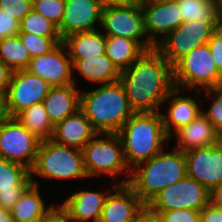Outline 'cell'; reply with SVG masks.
Returning a JSON list of instances; mask_svg holds the SVG:
<instances>
[{
  "mask_svg": "<svg viewBox=\"0 0 222 222\" xmlns=\"http://www.w3.org/2000/svg\"><path fill=\"white\" fill-rule=\"evenodd\" d=\"M119 81L135 112H159L175 88L173 66L156 49L145 51L121 71Z\"/></svg>",
  "mask_w": 222,
  "mask_h": 222,
  "instance_id": "obj_1",
  "label": "cell"
},
{
  "mask_svg": "<svg viewBox=\"0 0 222 222\" xmlns=\"http://www.w3.org/2000/svg\"><path fill=\"white\" fill-rule=\"evenodd\" d=\"M79 109L97 133L117 134L135 113L120 81L98 85L90 92L80 91Z\"/></svg>",
  "mask_w": 222,
  "mask_h": 222,
  "instance_id": "obj_2",
  "label": "cell"
},
{
  "mask_svg": "<svg viewBox=\"0 0 222 222\" xmlns=\"http://www.w3.org/2000/svg\"><path fill=\"white\" fill-rule=\"evenodd\" d=\"M117 134L130 171L161 152L170 140L164 130L161 111L135 112Z\"/></svg>",
  "mask_w": 222,
  "mask_h": 222,
  "instance_id": "obj_3",
  "label": "cell"
},
{
  "mask_svg": "<svg viewBox=\"0 0 222 222\" xmlns=\"http://www.w3.org/2000/svg\"><path fill=\"white\" fill-rule=\"evenodd\" d=\"M187 176L185 152L164 149L131 170L128 185L147 206L164 188Z\"/></svg>",
  "mask_w": 222,
  "mask_h": 222,
  "instance_id": "obj_4",
  "label": "cell"
},
{
  "mask_svg": "<svg viewBox=\"0 0 222 222\" xmlns=\"http://www.w3.org/2000/svg\"><path fill=\"white\" fill-rule=\"evenodd\" d=\"M32 184L39 183L35 178L57 180L87 179L83 152L80 149L61 145L48 139L39 144L37 155L30 169Z\"/></svg>",
  "mask_w": 222,
  "mask_h": 222,
  "instance_id": "obj_5",
  "label": "cell"
},
{
  "mask_svg": "<svg viewBox=\"0 0 222 222\" xmlns=\"http://www.w3.org/2000/svg\"><path fill=\"white\" fill-rule=\"evenodd\" d=\"M82 152L88 178L106 175L112 177L117 185L128 184L131 171L125 162L123 144L118 134L97 133ZM119 174H124L127 179L119 181Z\"/></svg>",
  "mask_w": 222,
  "mask_h": 222,
  "instance_id": "obj_6",
  "label": "cell"
},
{
  "mask_svg": "<svg viewBox=\"0 0 222 222\" xmlns=\"http://www.w3.org/2000/svg\"><path fill=\"white\" fill-rule=\"evenodd\" d=\"M173 72L175 87L186 90L188 95L191 91L198 94L202 90L222 85V74L216 67L207 43L182 57L173 66Z\"/></svg>",
  "mask_w": 222,
  "mask_h": 222,
  "instance_id": "obj_7",
  "label": "cell"
},
{
  "mask_svg": "<svg viewBox=\"0 0 222 222\" xmlns=\"http://www.w3.org/2000/svg\"><path fill=\"white\" fill-rule=\"evenodd\" d=\"M100 27L104 36L132 39L145 51L155 49L145 33L141 7L135 0L104 8Z\"/></svg>",
  "mask_w": 222,
  "mask_h": 222,
  "instance_id": "obj_8",
  "label": "cell"
},
{
  "mask_svg": "<svg viewBox=\"0 0 222 222\" xmlns=\"http://www.w3.org/2000/svg\"><path fill=\"white\" fill-rule=\"evenodd\" d=\"M221 22H183L170 32L155 49L174 66L194 48L206 44Z\"/></svg>",
  "mask_w": 222,
  "mask_h": 222,
  "instance_id": "obj_9",
  "label": "cell"
},
{
  "mask_svg": "<svg viewBox=\"0 0 222 222\" xmlns=\"http://www.w3.org/2000/svg\"><path fill=\"white\" fill-rule=\"evenodd\" d=\"M40 142L15 117L0 121V158L31 169Z\"/></svg>",
  "mask_w": 222,
  "mask_h": 222,
  "instance_id": "obj_10",
  "label": "cell"
},
{
  "mask_svg": "<svg viewBox=\"0 0 222 222\" xmlns=\"http://www.w3.org/2000/svg\"><path fill=\"white\" fill-rule=\"evenodd\" d=\"M209 193L202 184L186 176L164 188L147 205L149 211L189 209L201 211L209 203Z\"/></svg>",
  "mask_w": 222,
  "mask_h": 222,
  "instance_id": "obj_11",
  "label": "cell"
},
{
  "mask_svg": "<svg viewBox=\"0 0 222 222\" xmlns=\"http://www.w3.org/2000/svg\"><path fill=\"white\" fill-rule=\"evenodd\" d=\"M50 88L48 82L26 69L12 72L5 94L7 116L15 117L28 107L42 103Z\"/></svg>",
  "mask_w": 222,
  "mask_h": 222,
  "instance_id": "obj_12",
  "label": "cell"
},
{
  "mask_svg": "<svg viewBox=\"0 0 222 222\" xmlns=\"http://www.w3.org/2000/svg\"><path fill=\"white\" fill-rule=\"evenodd\" d=\"M186 170L208 191L222 185V140L217 144L185 152Z\"/></svg>",
  "mask_w": 222,
  "mask_h": 222,
  "instance_id": "obj_13",
  "label": "cell"
},
{
  "mask_svg": "<svg viewBox=\"0 0 222 222\" xmlns=\"http://www.w3.org/2000/svg\"><path fill=\"white\" fill-rule=\"evenodd\" d=\"M26 70L41 77L51 86L74 84L72 61L62 42L49 53L31 58Z\"/></svg>",
  "mask_w": 222,
  "mask_h": 222,
  "instance_id": "obj_14",
  "label": "cell"
},
{
  "mask_svg": "<svg viewBox=\"0 0 222 222\" xmlns=\"http://www.w3.org/2000/svg\"><path fill=\"white\" fill-rule=\"evenodd\" d=\"M111 192L106 197L99 222H134L147 208L128 184L116 185Z\"/></svg>",
  "mask_w": 222,
  "mask_h": 222,
  "instance_id": "obj_15",
  "label": "cell"
},
{
  "mask_svg": "<svg viewBox=\"0 0 222 222\" xmlns=\"http://www.w3.org/2000/svg\"><path fill=\"white\" fill-rule=\"evenodd\" d=\"M140 7L145 33L154 46L183 23L181 11L175 0Z\"/></svg>",
  "mask_w": 222,
  "mask_h": 222,
  "instance_id": "obj_16",
  "label": "cell"
},
{
  "mask_svg": "<svg viewBox=\"0 0 222 222\" xmlns=\"http://www.w3.org/2000/svg\"><path fill=\"white\" fill-rule=\"evenodd\" d=\"M65 11L58 27L61 39L68 35L98 30L103 9L94 0H65ZM97 25V26H96Z\"/></svg>",
  "mask_w": 222,
  "mask_h": 222,
  "instance_id": "obj_17",
  "label": "cell"
},
{
  "mask_svg": "<svg viewBox=\"0 0 222 222\" xmlns=\"http://www.w3.org/2000/svg\"><path fill=\"white\" fill-rule=\"evenodd\" d=\"M116 185L113 182L111 190L106 191H77L65 198L58 208L70 222H99L106 197Z\"/></svg>",
  "mask_w": 222,
  "mask_h": 222,
  "instance_id": "obj_18",
  "label": "cell"
},
{
  "mask_svg": "<svg viewBox=\"0 0 222 222\" xmlns=\"http://www.w3.org/2000/svg\"><path fill=\"white\" fill-rule=\"evenodd\" d=\"M184 92V89L175 87L164 100V102L169 103L167 104L169 108H167L168 111L166 113L163 114L162 112L161 116L165 133L170 140L175 137L173 134L176 131L193 121L202 110L198 99L184 96Z\"/></svg>",
  "mask_w": 222,
  "mask_h": 222,
  "instance_id": "obj_19",
  "label": "cell"
},
{
  "mask_svg": "<svg viewBox=\"0 0 222 222\" xmlns=\"http://www.w3.org/2000/svg\"><path fill=\"white\" fill-rule=\"evenodd\" d=\"M32 184L30 169L0 158V207L11 210L22 193Z\"/></svg>",
  "mask_w": 222,
  "mask_h": 222,
  "instance_id": "obj_20",
  "label": "cell"
},
{
  "mask_svg": "<svg viewBox=\"0 0 222 222\" xmlns=\"http://www.w3.org/2000/svg\"><path fill=\"white\" fill-rule=\"evenodd\" d=\"M174 135L177 140L174 148L183 152L211 146L222 140L221 134L202 112L188 125L176 131Z\"/></svg>",
  "mask_w": 222,
  "mask_h": 222,
  "instance_id": "obj_21",
  "label": "cell"
},
{
  "mask_svg": "<svg viewBox=\"0 0 222 222\" xmlns=\"http://www.w3.org/2000/svg\"><path fill=\"white\" fill-rule=\"evenodd\" d=\"M96 134L89 119L79 109L54 126L51 140L82 150Z\"/></svg>",
  "mask_w": 222,
  "mask_h": 222,
  "instance_id": "obj_22",
  "label": "cell"
},
{
  "mask_svg": "<svg viewBox=\"0 0 222 222\" xmlns=\"http://www.w3.org/2000/svg\"><path fill=\"white\" fill-rule=\"evenodd\" d=\"M80 91L75 84L51 86L42 103L53 126L79 110Z\"/></svg>",
  "mask_w": 222,
  "mask_h": 222,
  "instance_id": "obj_23",
  "label": "cell"
},
{
  "mask_svg": "<svg viewBox=\"0 0 222 222\" xmlns=\"http://www.w3.org/2000/svg\"><path fill=\"white\" fill-rule=\"evenodd\" d=\"M71 61L73 81L76 86L78 84L74 78L76 71L87 81L95 84L99 83V85L114 83L120 80L121 72L105 53L96 57L71 59Z\"/></svg>",
  "mask_w": 222,
  "mask_h": 222,
  "instance_id": "obj_24",
  "label": "cell"
},
{
  "mask_svg": "<svg viewBox=\"0 0 222 222\" xmlns=\"http://www.w3.org/2000/svg\"><path fill=\"white\" fill-rule=\"evenodd\" d=\"M39 189L31 184L12 207L11 215L16 222H40L58 208L55 203L47 206Z\"/></svg>",
  "mask_w": 222,
  "mask_h": 222,
  "instance_id": "obj_25",
  "label": "cell"
},
{
  "mask_svg": "<svg viewBox=\"0 0 222 222\" xmlns=\"http://www.w3.org/2000/svg\"><path fill=\"white\" fill-rule=\"evenodd\" d=\"M71 59L96 57L105 53V36L100 29L74 33L62 39Z\"/></svg>",
  "mask_w": 222,
  "mask_h": 222,
  "instance_id": "obj_26",
  "label": "cell"
},
{
  "mask_svg": "<svg viewBox=\"0 0 222 222\" xmlns=\"http://www.w3.org/2000/svg\"><path fill=\"white\" fill-rule=\"evenodd\" d=\"M144 52L145 50L132 39L105 36V54L120 72L129 68Z\"/></svg>",
  "mask_w": 222,
  "mask_h": 222,
  "instance_id": "obj_27",
  "label": "cell"
},
{
  "mask_svg": "<svg viewBox=\"0 0 222 222\" xmlns=\"http://www.w3.org/2000/svg\"><path fill=\"white\" fill-rule=\"evenodd\" d=\"M15 118L41 142L52 138L54 126L43 103L34 104L19 112Z\"/></svg>",
  "mask_w": 222,
  "mask_h": 222,
  "instance_id": "obj_28",
  "label": "cell"
},
{
  "mask_svg": "<svg viewBox=\"0 0 222 222\" xmlns=\"http://www.w3.org/2000/svg\"><path fill=\"white\" fill-rule=\"evenodd\" d=\"M183 22H221L219 0H175Z\"/></svg>",
  "mask_w": 222,
  "mask_h": 222,
  "instance_id": "obj_29",
  "label": "cell"
},
{
  "mask_svg": "<svg viewBox=\"0 0 222 222\" xmlns=\"http://www.w3.org/2000/svg\"><path fill=\"white\" fill-rule=\"evenodd\" d=\"M0 60L13 72L27 69L31 56L18 35L0 40Z\"/></svg>",
  "mask_w": 222,
  "mask_h": 222,
  "instance_id": "obj_30",
  "label": "cell"
},
{
  "mask_svg": "<svg viewBox=\"0 0 222 222\" xmlns=\"http://www.w3.org/2000/svg\"><path fill=\"white\" fill-rule=\"evenodd\" d=\"M19 33H28L47 38H61L58 27L34 10L21 20Z\"/></svg>",
  "mask_w": 222,
  "mask_h": 222,
  "instance_id": "obj_31",
  "label": "cell"
},
{
  "mask_svg": "<svg viewBox=\"0 0 222 222\" xmlns=\"http://www.w3.org/2000/svg\"><path fill=\"white\" fill-rule=\"evenodd\" d=\"M18 36L22 43L26 46L31 58L49 53L62 42L61 38H47L28 33H19Z\"/></svg>",
  "mask_w": 222,
  "mask_h": 222,
  "instance_id": "obj_32",
  "label": "cell"
},
{
  "mask_svg": "<svg viewBox=\"0 0 222 222\" xmlns=\"http://www.w3.org/2000/svg\"><path fill=\"white\" fill-rule=\"evenodd\" d=\"M202 95L205 92V96L210 99L213 98L212 103L209 105L210 108L201 110V112L208 118L212 126L221 134L222 136V85L216 86L214 88L206 89L205 91H200Z\"/></svg>",
  "mask_w": 222,
  "mask_h": 222,
  "instance_id": "obj_33",
  "label": "cell"
},
{
  "mask_svg": "<svg viewBox=\"0 0 222 222\" xmlns=\"http://www.w3.org/2000/svg\"><path fill=\"white\" fill-rule=\"evenodd\" d=\"M65 6V0H33V10L49 19L57 27L62 22Z\"/></svg>",
  "mask_w": 222,
  "mask_h": 222,
  "instance_id": "obj_34",
  "label": "cell"
},
{
  "mask_svg": "<svg viewBox=\"0 0 222 222\" xmlns=\"http://www.w3.org/2000/svg\"><path fill=\"white\" fill-rule=\"evenodd\" d=\"M160 222H200V211L178 209L171 211H150Z\"/></svg>",
  "mask_w": 222,
  "mask_h": 222,
  "instance_id": "obj_35",
  "label": "cell"
},
{
  "mask_svg": "<svg viewBox=\"0 0 222 222\" xmlns=\"http://www.w3.org/2000/svg\"><path fill=\"white\" fill-rule=\"evenodd\" d=\"M0 9L21 22L33 10V0H0Z\"/></svg>",
  "mask_w": 222,
  "mask_h": 222,
  "instance_id": "obj_36",
  "label": "cell"
},
{
  "mask_svg": "<svg viewBox=\"0 0 222 222\" xmlns=\"http://www.w3.org/2000/svg\"><path fill=\"white\" fill-rule=\"evenodd\" d=\"M213 60L218 71L222 74V25H220L213 33L211 39L207 42Z\"/></svg>",
  "mask_w": 222,
  "mask_h": 222,
  "instance_id": "obj_37",
  "label": "cell"
},
{
  "mask_svg": "<svg viewBox=\"0 0 222 222\" xmlns=\"http://www.w3.org/2000/svg\"><path fill=\"white\" fill-rule=\"evenodd\" d=\"M20 22L0 9V40L19 34Z\"/></svg>",
  "mask_w": 222,
  "mask_h": 222,
  "instance_id": "obj_38",
  "label": "cell"
},
{
  "mask_svg": "<svg viewBox=\"0 0 222 222\" xmlns=\"http://www.w3.org/2000/svg\"><path fill=\"white\" fill-rule=\"evenodd\" d=\"M200 222H222V208L213 206L208 203L200 211Z\"/></svg>",
  "mask_w": 222,
  "mask_h": 222,
  "instance_id": "obj_39",
  "label": "cell"
},
{
  "mask_svg": "<svg viewBox=\"0 0 222 222\" xmlns=\"http://www.w3.org/2000/svg\"><path fill=\"white\" fill-rule=\"evenodd\" d=\"M12 70L0 60V91L6 94L8 85L10 83Z\"/></svg>",
  "mask_w": 222,
  "mask_h": 222,
  "instance_id": "obj_40",
  "label": "cell"
},
{
  "mask_svg": "<svg viewBox=\"0 0 222 222\" xmlns=\"http://www.w3.org/2000/svg\"><path fill=\"white\" fill-rule=\"evenodd\" d=\"M209 203L213 206L222 208V185L214 187L209 193Z\"/></svg>",
  "mask_w": 222,
  "mask_h": 222,
  "instance_id": "obj_41",
  "label": "cell"
},
{
  "mask_svg": "<svg viewBox=\"0 0 222 222\" xmlns=\"http://www.w3.org/2000/svg\"><path fill=\"white\" fill-rule=\"evenodd\" d=\"M40 222H70L66 215L57 208L54 210L47 218L43 219Z\"/></svg>",
  "mask_w": 222,
  "mask_h": 222,
  "instance_id": "obj_42",
  "label": "cell"
},
{
  "mask_svg": "<svg viewBox=\"0 0 222 222\" xmlns=\"http://www.w3.org/2000/svg\"><path fill=\"white\" fill-rule=\"evenodd\" d=\"M134 222H160V220L146 208Z\"/></svg>",
  "mask_w": 222,
  "mask_h": 222,
  "instance_id": "obj_43",
  "label": "cell"
},
{
  "mask_svg": "<svg viewBox=\"0 0 222 222\" xmlns=\"http://www.w3.org/2000/svg\"><path fill=\"white\" fill-rule=\"evenodd\" d=\"M102 9L118 4H123L131 0H94Z\"/></svg>",
  "mask_w": 222,
  "mask_h": 222,
  "instance_id": "obj_44",
  "label": "cell"
},
{
  "mask_svg": "<svg viewBox=\"0 0 222 222\" xmlns=\"http://www.w3.org/2000/svg\"><path fill=\"white\" fill-rule=\"evenodd\" d=\"M0 222H16L11 211L0 207Z\"/></svg>",
  "mask_w": 222,
  "mask_h": 222,
  "instance_id": "obj_45",
  "label": "cell"
},
{
  "mask_svg": "<svg viewBox=\"0 0 222 222\" xmlns=\"http://www.w3.org/2000/svg\"><path fill=\"white\" fill-rule=\"evenodd\" d=\"M7 117L5 108V94L0 91V121Z\"/></svg>",
  "mask_w": 222,
  "mask_h": 222,
  "instance_id": "obj_46",
  "label": "cell"
},
{
  "mask_svg": "<svg viewBox=\"0 0 222 222\" xmlns=\"http://www.w3.org/2000/svg\"><path fill=\"white\" fill-rule=\"evenodd\" d=\"M135 1L139 4V6H148L156 3H163L173 0H135Z\"/></svg>",
  "mask_w": 222,
  "mask_h": 222,
  "instance_id": "obj_47",
  "label": "cell"
},
{
  "mask_svg": "<svg viewBox=\"0 0 222 222\" xmlns=\"http://www.w3.org/2000/svg\"><path fill=\"white\" fill-rule=\"evenodd\" d=\"M219 1H220L221 25H222V0H219Z\"/></svg>",
  "mask_w": 222,
  "mask_h": 222,
  "instance_id": "obj_48",
  "label": "cell"
}]
</instances>
